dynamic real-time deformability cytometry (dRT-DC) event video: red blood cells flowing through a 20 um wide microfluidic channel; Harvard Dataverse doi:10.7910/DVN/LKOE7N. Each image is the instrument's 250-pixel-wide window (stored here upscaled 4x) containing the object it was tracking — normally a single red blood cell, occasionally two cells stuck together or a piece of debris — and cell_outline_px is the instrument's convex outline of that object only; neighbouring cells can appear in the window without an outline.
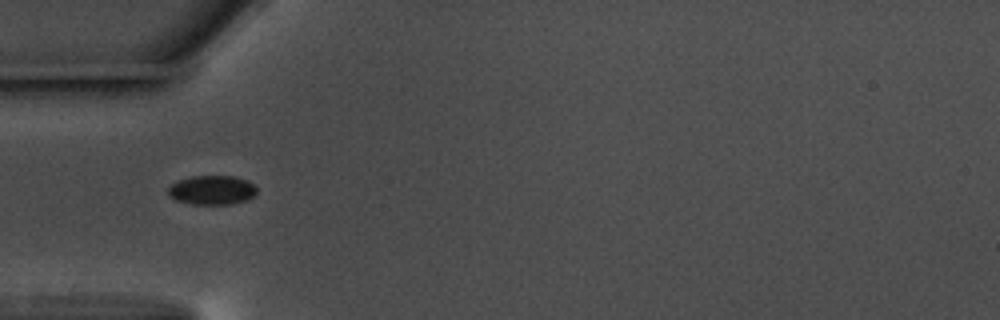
{"species": "common noctule bat (a hibernating species)", "species_latin": "Nyctalus noctula", "temperature_condition": "warm", "stored_images_in_passage": 40, "camera_frame_rate_fps": 3000, "um_per_image_px": 0.085, "animal": {"sex": "male", "body_mass_g": 17.5, "forearm_length_mm": 52.3}, "frame": {"image": 1, "passage_image": 1, "time_ms": 0.0, "image_size_px": [1000, 320], "cell_outline_px": [[256, 192], [248, 200], [232, 204], [192, 204], [176, 200], [168, 196], [168, 188], [172, 184], [180, 180], [192, 176], [232, 176], [248, 180], [256, 188]], "centroid_in_image_um": [18.01, 16.16], "position_along_channel_um": 67.0, "area_um2": 15.03}}
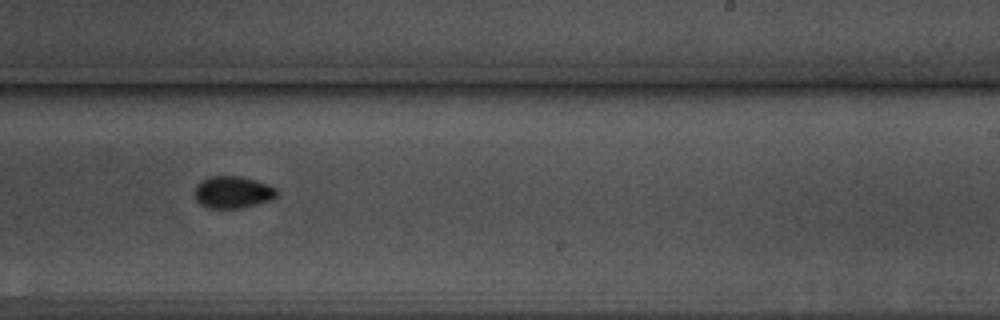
{"frame": {"image": 2, "passage_image": 18, "time_ms": 5.667, "image_size_px": [1000, 320], "cell_outline_px": [[276, 196], [272, 200], [240, 208], [208, 208], [200, 204], [196, 200], [196, 184], [212, 176], [240, 176], [268, 184], [276, 188]], "centroid_in_image_um": [19.79, 16.34], "position_along_channel_um": 269.2, "area_um2": 15.14}}
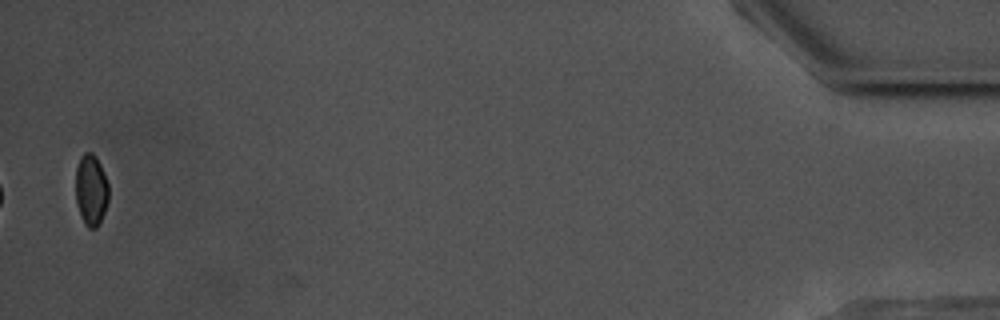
{"frame": {"image": 3, "passage_image": 39, "time_ms": 12.667, "image_size_px": [1000, 320], "cell_outline_px": [[108, 200], [104, 212], [96, 228], [88, 228], [84, 224], [76, 200], [76, 168], [80, 156], [84, 152], [92, 152], [96, 156], [104, 172], [108, 184]], "centroid_in_image_um": [7.74, 16.11], "position_along_channel_um": 427.5, "area_um2": 13.64}, "authors_computed_cell_mechanics": {"area_um2": 15.1436, "velocity_mm_per_s": 3.5841, "shape_relaxation_time_tau1_ms": 2.9178, "shape_relaxation_time_tau2_ms": null, "deformation_change_tau1": 0.0541, "deformation_change_tau2": null}}